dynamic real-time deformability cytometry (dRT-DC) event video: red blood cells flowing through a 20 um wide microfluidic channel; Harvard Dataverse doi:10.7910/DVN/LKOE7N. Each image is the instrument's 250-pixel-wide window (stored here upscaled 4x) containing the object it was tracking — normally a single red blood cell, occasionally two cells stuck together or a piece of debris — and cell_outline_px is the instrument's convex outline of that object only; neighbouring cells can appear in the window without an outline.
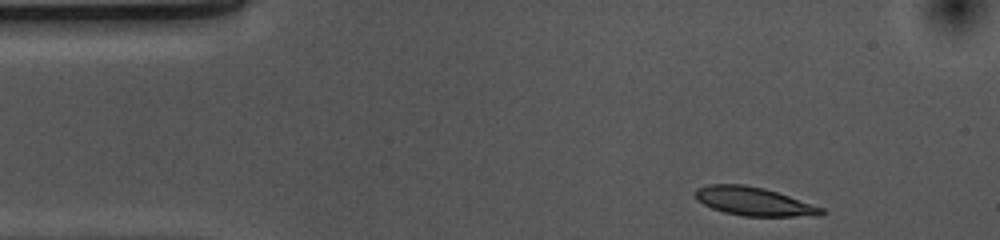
{"species": "common noctule bat (a hibernating species)", "species_latin": "Nyctalus noctula", "temperature_condition": "cold", "stored_images_in_passage": 38, "camera_frame_rate_fps": 3000, "um_per_image_px": 0.085, "animal": {"sex": "female", "body_mass_g": 10.0, "forearm_length_mm": 53.1}, "frame": {"image": 1, "passage_image": 1, "time_ms": 0.0, "image_size_px": [1000, 240], "cell_outline_px": [[828, 212], [820, 216], [740, 216], [724, 212], [712, 208], [696, 200], [696, 188], [708, 184], [744, 184], [764, 188], [824, 208]], "centroid_in_image_um": [64.09, 17.13], "position_along_channel_um": 20.9, "area_um2": 20.98}}
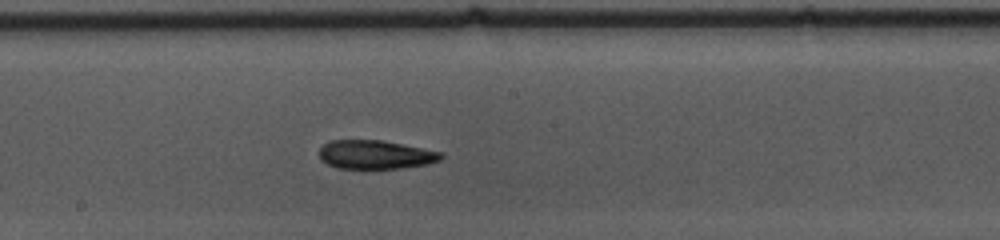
{"frame": {"image": 2, "passage_image": 22, "time_ms": 7.0, "image_size_px": [1000, 240], "cell_outline_px": [[444, 156], [440, 160], [428, 164], [400, 168], [336, 168], [320, 160], [320, 148], [324, 144], [332, 140], [380, 140], [444, 152]], "centroid_in_image_um": [31.93, 13.14], "position_along_channel_um": 216.3, "area_um2": 20.35}}
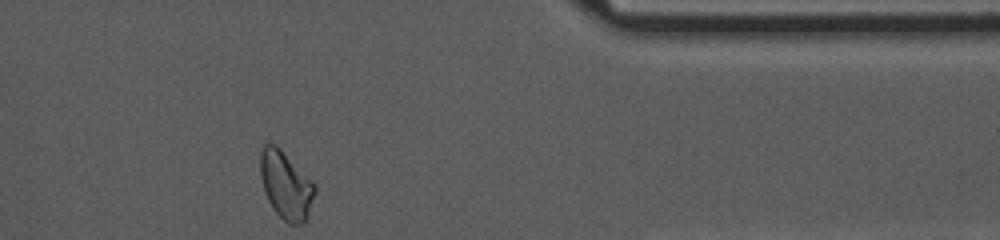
{"frame": {"image": 3, "passage_image": 38, "time_ms": 12.333, "image_size_px": [1000, 240], "cell_outline_px": [[316, 192], [308, 216], [304, 224], [288, 224], [272, 208], [264, 192], [260, 176], [260, 152], [264, 144], [268, 140], [276, 144], [316, 184]], "centroid_in_image_um": [24.3, 15.72], "position_along_channel_um": 387.1, "area_um2": 21.91}, "authors_computed_cell_mechanics": {"area_um2": 21.0103, "velocity_mm_per_s": 3.6662, "shape_relaxation_time_tau1_ms": 7.247, "shape_relaxation_time_tau2_ms": 6.3817, "deformation_change_tau1": 0.1648, "deformation_change_tau2": 0.1323}}